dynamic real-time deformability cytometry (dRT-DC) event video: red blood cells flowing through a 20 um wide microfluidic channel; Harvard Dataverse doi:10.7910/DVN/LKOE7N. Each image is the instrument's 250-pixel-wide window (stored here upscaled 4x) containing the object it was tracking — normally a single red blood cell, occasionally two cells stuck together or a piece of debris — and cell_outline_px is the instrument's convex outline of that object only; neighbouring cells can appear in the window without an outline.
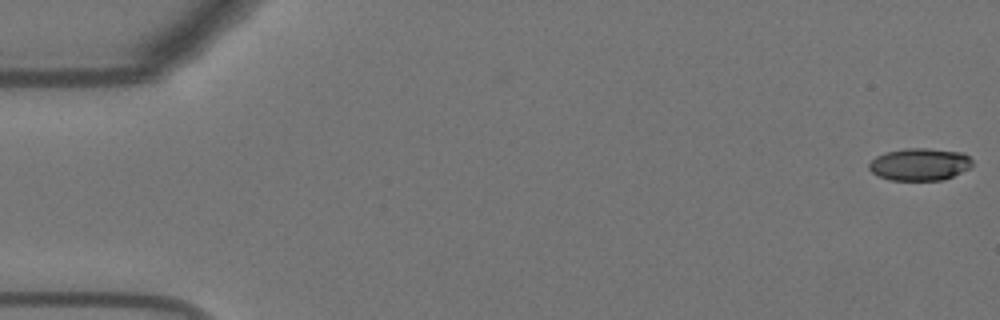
{"species": "Egyptian fruit bat (a non-hibernating species)", "species_latin": "Rousettus aegyptiacus", "temperature_condition": "warm", "stored_images_in_passage": 3, "camera_frame_rate_fps": 3000, "um_per_image_px": 0.085, "animal": {"sex": "female"}, "frame": {"image": 1, "passage_image": 3, "time_ms": 0.667, "image_size_px": [1000, 320], "cell_outline_px": [[972, 168], [944, 180], [888, 180], [876, 176], [868, 168], [868, 164], [876, 156], [884, 152], [908, 148], [928, 148], [964, 152], [972, 160]], "centroid_in_image_um": [78.18, 13.97], "position_along_channel_um": 6.8, "area_um2": 19.83}}